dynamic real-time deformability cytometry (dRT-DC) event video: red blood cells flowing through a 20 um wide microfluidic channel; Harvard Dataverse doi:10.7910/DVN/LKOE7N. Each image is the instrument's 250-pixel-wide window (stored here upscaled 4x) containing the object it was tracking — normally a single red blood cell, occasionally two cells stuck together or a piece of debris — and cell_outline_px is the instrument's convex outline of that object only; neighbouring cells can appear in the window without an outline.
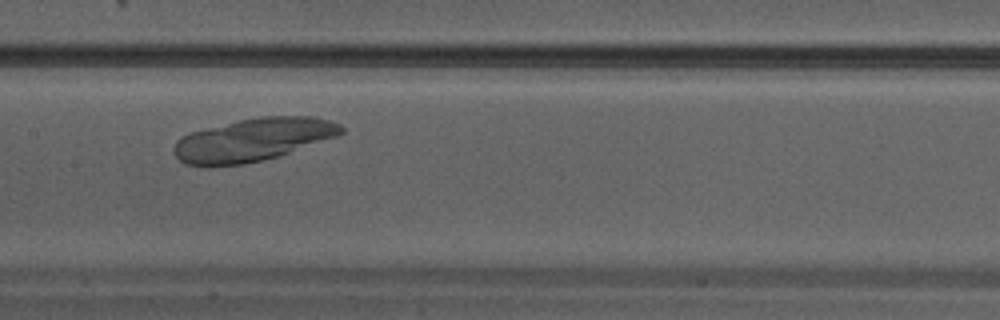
{"species": "Egyptian fruit bat (a non-hibernating species)", "species_latin": "Rousettus aegyptiacus", "temperature_condition": "warm", "stored_images_in_passage": 11, "camera_frame_rate_fps": 3000, "um_per_image_px": 0.085, "animal": {"sex": "male"}, "frame": {"image": 1, "passage_image": 7, "time_ms": 2.0, "image_size_px": [1000, 320], "cell_outline_px": [[344, 132], [336, 136], [264, 160], [244, 164], [184, 164], [176, 156], [172, 148], [176, 140], [180, 136], [192, 132], [240, 120], [260, 116], [312, 116], [328, 120], [340, 124], [344, 128]], "centroid_in_image_um": [21.51, 11.85], "position_along_channel_um": 185.9, "area_um2": 40.92}}
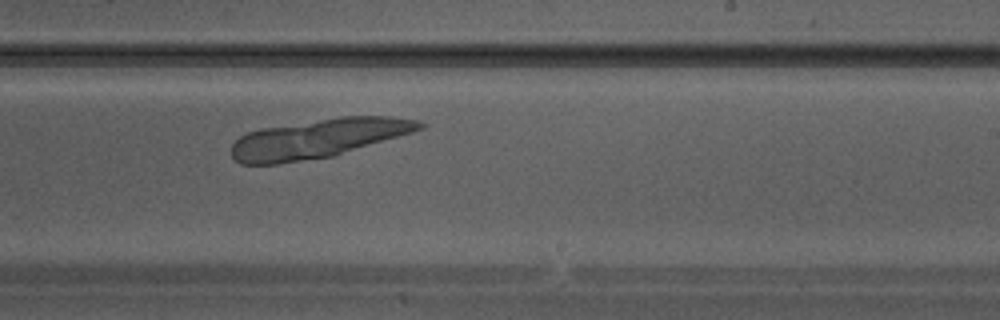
{"frame": {"image": 2, "passage_image": 11, "time_ms": 3.333, "image_size_px": [1000, 320], "cell_outline_px": [[428, 124], [424, 128], [412, 132], [332, 156], [276, 164], [240, 164], [232, 156], [232, 144], [240, 136], [248, 132], [260, 128], [340, 116], [388, 116], [420, 120]], "centroid_in_image_um": [27.05, 11.75], "position_along_channel_um": 261.9, "area_um2": 42.6}}